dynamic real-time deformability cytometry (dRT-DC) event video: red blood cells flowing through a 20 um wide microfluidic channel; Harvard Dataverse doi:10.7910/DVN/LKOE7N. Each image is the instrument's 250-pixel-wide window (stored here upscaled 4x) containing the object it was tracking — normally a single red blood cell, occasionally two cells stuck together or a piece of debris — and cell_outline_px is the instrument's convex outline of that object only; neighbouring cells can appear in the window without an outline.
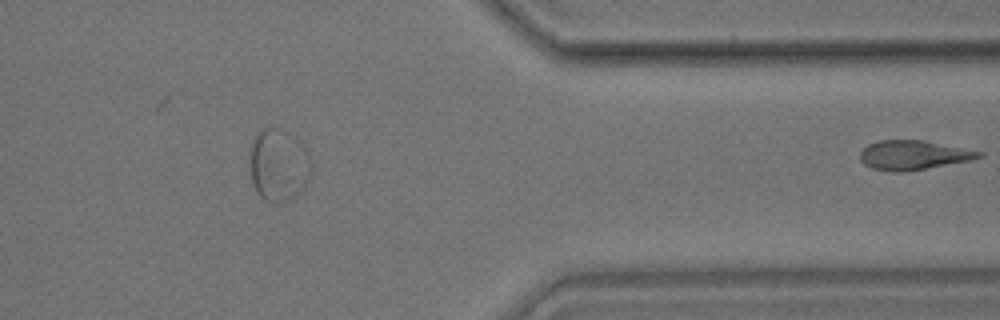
{"species": "common noctule bat (a hibernating species)", "species_latin": "Nyctalus noctula", "temperature_condition": "room temperature", "stored_images_in_passage": 45, "segment_of_instrument_passage": [3, 3], "camera_frame_rate_fps": 3000, "um_per_image_px": 0.085, "animal": {"sex": "male", "body_mass_g": 17.9}, "frame": {"image": 1, "passage_image": 45, "time_ms": 14.667, "image_size_px": [1000, 320], "cell_outline_px": [[984, 156], [968, 160], [908, 172], [896, 172], [872, 168], [864, 164], [860, 160], [860, 152], [868, 144], [880, 140], [924, 140], [984, 152]], "centroid_in_image_um": [77.62, 13.18], "position_along_channel_um": 333.8, "area_um2": 20.23}}